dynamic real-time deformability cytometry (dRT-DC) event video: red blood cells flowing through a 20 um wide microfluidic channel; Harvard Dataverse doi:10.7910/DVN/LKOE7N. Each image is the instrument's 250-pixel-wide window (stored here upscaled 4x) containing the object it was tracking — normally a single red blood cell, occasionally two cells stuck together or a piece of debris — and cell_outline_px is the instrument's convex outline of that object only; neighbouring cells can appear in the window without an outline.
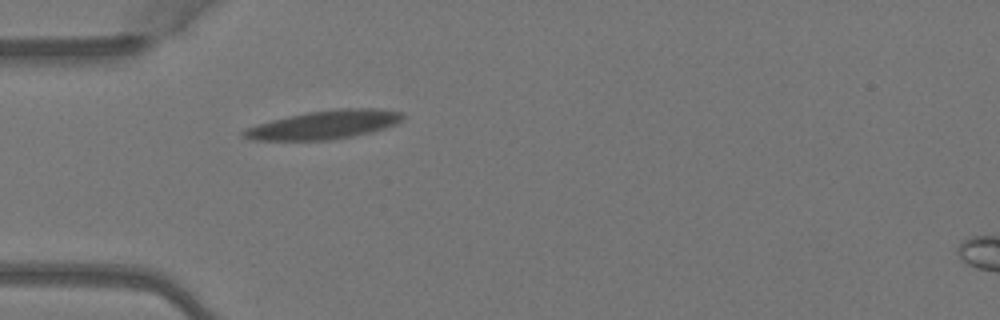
{"species": "Egyptian fruit bat (a non-hibernating species)", "species_latin": "Rousettus aegyptiacus", "temperature_condition": "warm", "stored_images_in_passage": 2, "camera_frame_rate_fps": 3000, "um_per_image_px": 0.085, "animal": {"sex": "female"}, "frame": {"image": 1, "passage_image": 1, "time_ms": 0.0, "image_size_px": [1000, 320], "cell_outline_px": [[404, 120], [396, 124], [372, 132], [332, 140], [252, 140], [244, 136], [240, 132], [244, 128], [272, 120], [288, 116], [308, 112], [336, 108], [376, 108], [404, 112]], "centroid_in_image_um": [27.6, 10.6], "position_along_channel_um": 57.4, "area_um2": 26.65}}